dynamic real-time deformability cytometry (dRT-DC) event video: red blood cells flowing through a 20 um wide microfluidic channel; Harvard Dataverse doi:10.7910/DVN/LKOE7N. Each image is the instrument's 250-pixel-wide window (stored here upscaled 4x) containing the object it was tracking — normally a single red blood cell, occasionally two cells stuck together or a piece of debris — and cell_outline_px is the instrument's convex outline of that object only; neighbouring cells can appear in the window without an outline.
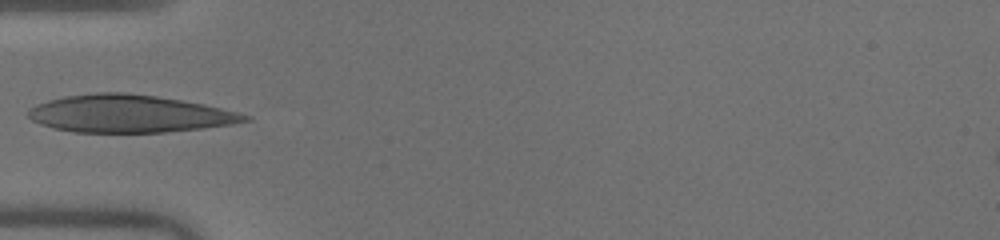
{"species": "human", "species_latin": "Homo sapiens", "temperature_condition": "warm", "stored_images_in_passage": 29, "camera_frame_rate_fps": 3000, "um_per_image_px": 0.085, "donor": {"sex": "male"}, "frame": {"image": 1, "passage_image": 1, "time_ms": 0.0, "image_size_px": [1000, 240], "cell_outline_px": [[252, 120], [232, 124], [200, 128], [164, 132], [72, 132], [52, 128], [40, 124], [32, 120], [24, 112], [28, 108], [36, 104], [48, 100], [64, 96], [96, 92], [124, 92], [156, 96], [204, 104], [252, 116]], "centroid_in_image_um": [10.92, 9.66], "position_along_channel_um": 74.1, "area_um2": 47.4}}
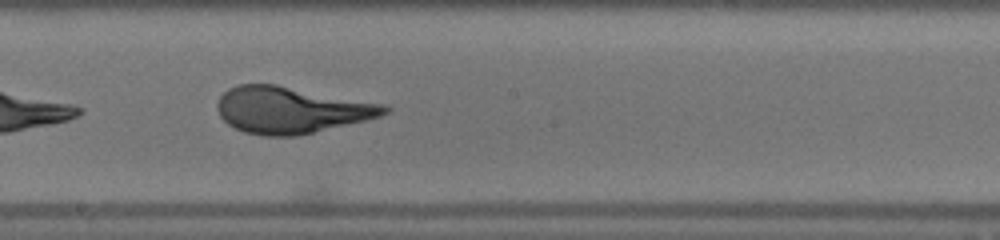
{"frame": {"image": 2, "passage_image": 12, "time_ms": 3.667, "image_size_px": [1000, 240], "cell_outline_px": [[392, 108], [388, 112], [380, 116], [364, 120], [296, 136], [264, 136], [244, 132], [228, 124], [220, 116], [216, 108], [216, 104], [220, 96], [228, 88], [236, 84], [276, 84], [388, 104]], "centroid_in_image_um": [24.74, 9.33], "position_along_channel_um": 223.5, "area_um2": 45.49}}
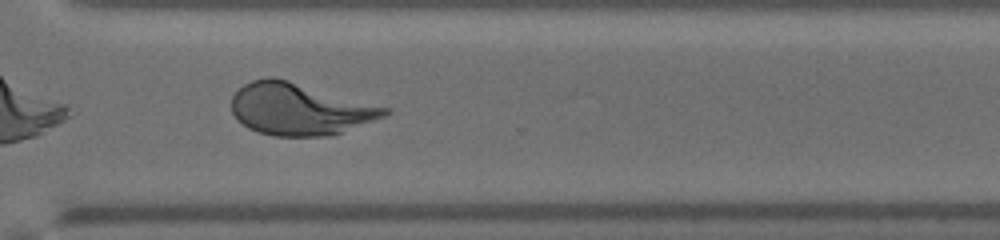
{"frame": {"image": 3, "passage_image": 21, "time_ms": 6.667, "image_size_px": [1000, 240], "cell_outline_px": [[392, 112], [388, 116], [328, 136], [272, 136], [248, 128], [236, 120], [232, 112], [232, 96], [244, 84], [252, 80], [268, 76], [272, 76], [288, 80], [388, 108]], "centroid_in_image_um": [25.44, 9.28], "position_along_channel_um": 345.2, "area_um2": 46.07}}